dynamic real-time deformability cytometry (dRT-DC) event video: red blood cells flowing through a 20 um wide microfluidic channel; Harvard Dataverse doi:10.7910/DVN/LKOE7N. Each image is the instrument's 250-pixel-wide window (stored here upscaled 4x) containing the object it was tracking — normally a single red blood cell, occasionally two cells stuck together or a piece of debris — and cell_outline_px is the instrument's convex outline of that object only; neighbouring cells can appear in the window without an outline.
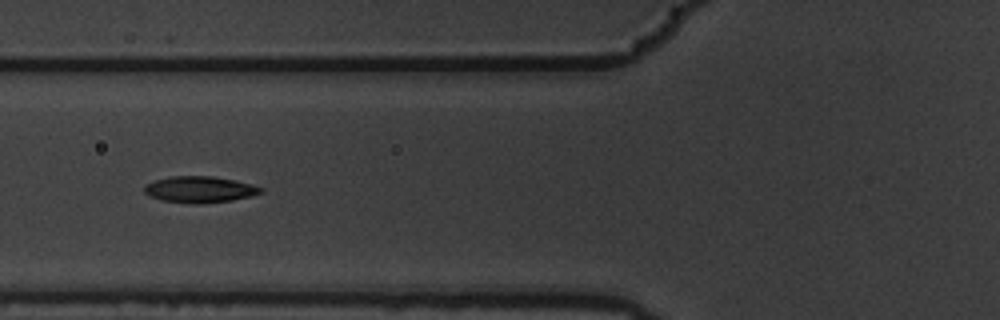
{"species": "common noctule bat (a hibernating species)", "species_latin": "Nyctalus noctula", "temperature_condition": "warm", "stored_images_in_passage": 15, "camera_frame_rate_fps": 3000, "um_per_image_px": 0.085, "animal": {"sex": "male", "body_mass_g": 19.5, "forearm_length_mm": 54.6}, "frame": {"image": 1, "passage_image": 6, "time_ms": 1.667, "image_size_px": [1000, 320], "cell_outline_px": [[264, 192], [252, 196], [232, 200], [196, 204], [164, 200], [152, 196], [144, 192], [144, 188], [148, 184], [156, 180], [172, 176], [212, 176], [236, 180], [252, 184], [264, 188]], "centroid_in_image_um": [17.06, 16.09], "position_along_channel_um": 108.7, "area_um2": 17.69}}
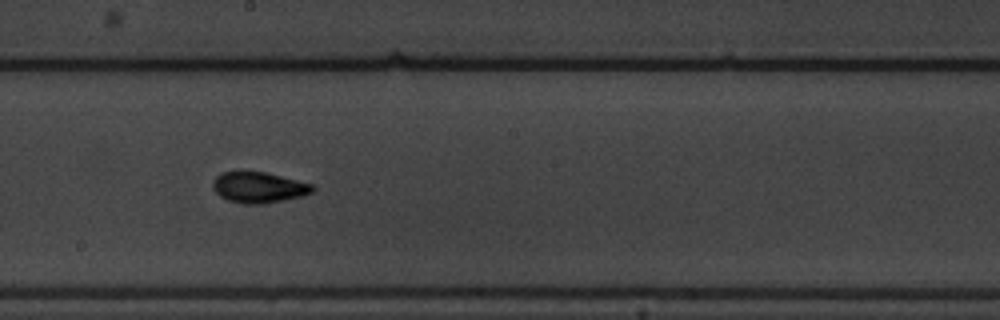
{"frame": {"image": 2, "passage_image": 9, "time_ms": 2.667, "image_size_px": [1000, 320], "cell_outline_px": [[316, 188], [312, 192], [300, 196], [284, 200], [264, 204], [244, 204], [228, 200], [220, 196], [212, 188], [212, 180], [220, 172], [240, 168], [264, 172], [312, 184]], "centroid_in_image_um": [21.9, 15.89], "position_along_channel_um": 226.3, "area_um2": 18.44}}
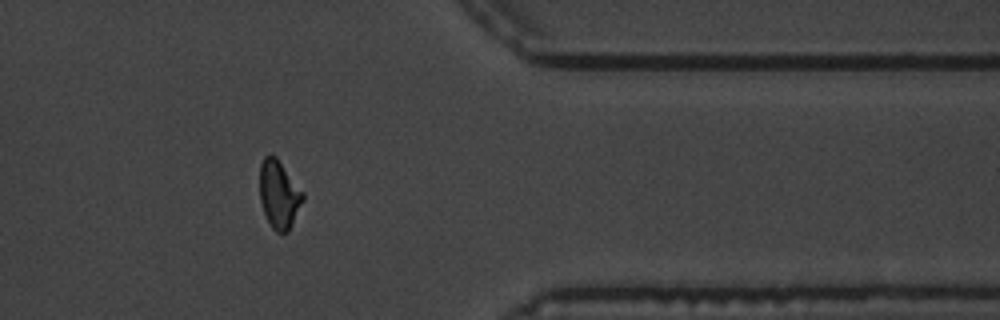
{"frame": {"image": 3, "passage_image": 13, "time_ms": 4.0, "image_size_px": [1000, 320], "cell_outline_px": [[304, 200], [288, 232], [276, 232], [272, 228], [264, 212], [260, 200], [260, 164], [264, 156], [268, 152], [276, 156], [304, 192]], "centroid_in_image_um": [23.72, 16.49], "position_along_channel_um": 387.7, "area_um2": 17.22}}